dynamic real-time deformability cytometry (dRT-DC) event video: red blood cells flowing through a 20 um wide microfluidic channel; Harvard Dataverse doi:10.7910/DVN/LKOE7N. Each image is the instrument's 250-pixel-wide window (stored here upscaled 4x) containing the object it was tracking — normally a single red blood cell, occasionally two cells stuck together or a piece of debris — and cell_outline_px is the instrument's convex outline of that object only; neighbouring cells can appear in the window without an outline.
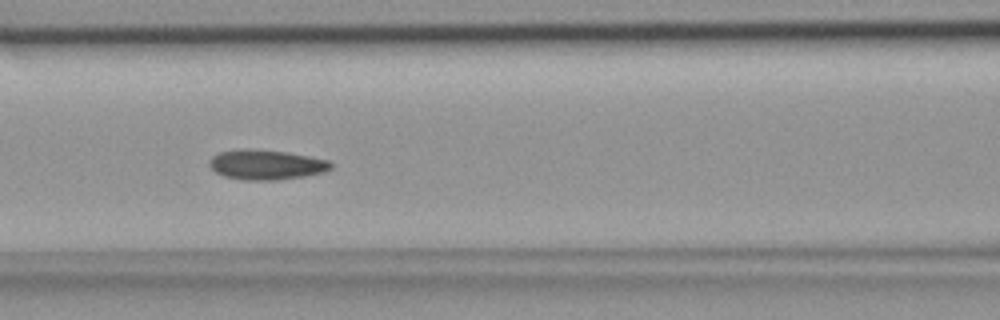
{"species": "common noctule bat (a hibernating species)", "species_latin": "Nyctalus noctula", "temperature_condition": "room temperature", "stored_images_in_passage": 39, "camera_frame_rate_fps": 3000, "um_per_image_px": 0.085, "animal": {"sex": "female", "body_mass_g": 18.4}, "frame": {"image": 1, "passage_image": 11, "time_ms": 3.333, "image_size_px": [1000, 320], "cell_outline_px": [[332, 168], [324, 172], [304, 176], [276, 180], [244, 180], [224, 176], [216, 172], [208, 164], [208, 160], [212, 156], [220, 152], [244, 148], [248, 148], [288, 152], [328, 160], [332, 164]], "centroid_in_image_um": [22.61, 13.99], "position_along_channel_um": 144.0, "area_um2": 21.21}}
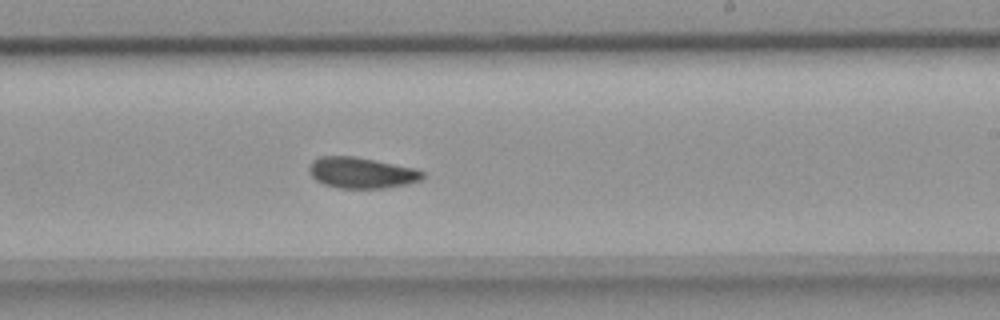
{"frame": {"image": 2, "passage_image": 19, "time_ms": 6.0, "image_size_px": [1000, 320], "cell_outline_px": [[424, 176], [420, 180], [408, 184], [384, 188], [340, 188], [324, 184], [316, 180], [312, 176], [308, 168], [312, 160], [320, 156], [356, 156], [416, 168], [424, 172]], "centroid_in_image_um": [30.74, 14.67], "position_along_channel_um": 258.3, "area_um2": 20.58}}
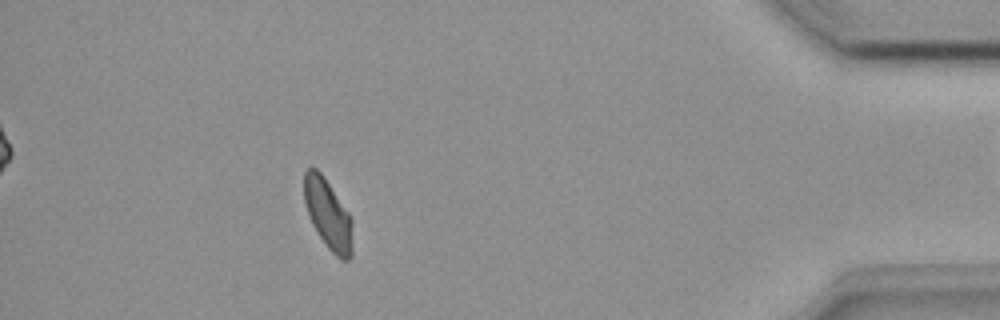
{"frame": {"image": 3, "passage_image": 33, "time_ms": 10.667, "image_size_px": [1000, 320], "cell_outline_px": [[352, 256], [348, 260], [340, 260], [328, 248], [312, 224], [304, 200], [304, 172], [308, 168], [316, 168], [324, 176], [348, 212], [352, 220]], "centroid_in_image_um": [27.89, 18.22], "position_along_channel_um": 407.3, "area_um2": 19.59}}